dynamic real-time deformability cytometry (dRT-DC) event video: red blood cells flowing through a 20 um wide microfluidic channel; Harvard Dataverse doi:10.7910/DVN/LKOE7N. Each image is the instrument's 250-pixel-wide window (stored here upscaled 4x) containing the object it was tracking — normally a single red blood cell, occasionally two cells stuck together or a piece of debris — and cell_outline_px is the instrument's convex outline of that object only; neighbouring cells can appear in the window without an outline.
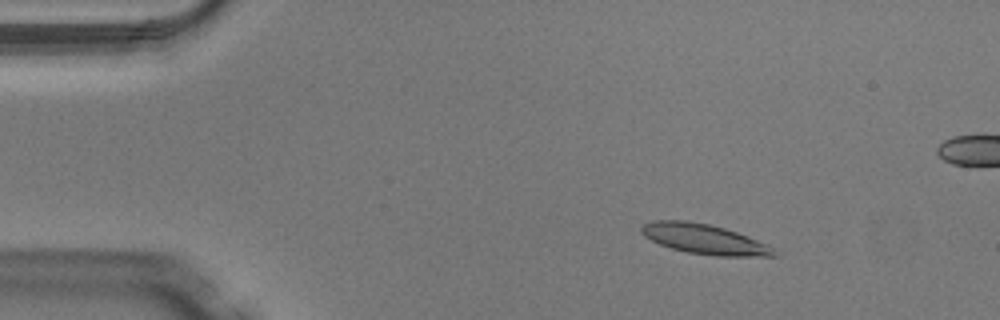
{"species": "Egyptian fruit bat (a non-hibernating species)", "species_latin": "Rousettus aegyptiacus", "temperature_condition": "warm", "stored_images_in_passage": 50, "camera_frame_rate_fps": 3000, "um_per_image_px": 0.085, "animal": {"sex": "male"}, "frame": {"image": 1, "passage_image": 7, "time_ms": 2.0, "image_size_px": [1000, 320], "cell_outline_px": [[776, 256], [716, 256], [688, 252], [672, 248], [660, 244], [644, 236], [640, 232], [640, 228], [644, 224], [652, 220], [688, 220], [708, 224], [724, 228], [748, 236], [768, 244], [772, 248]], "centroid_in_image_um": [59.84, 20.31], "position_along_channel_um": 25.2, "area_um2": 23.0}}
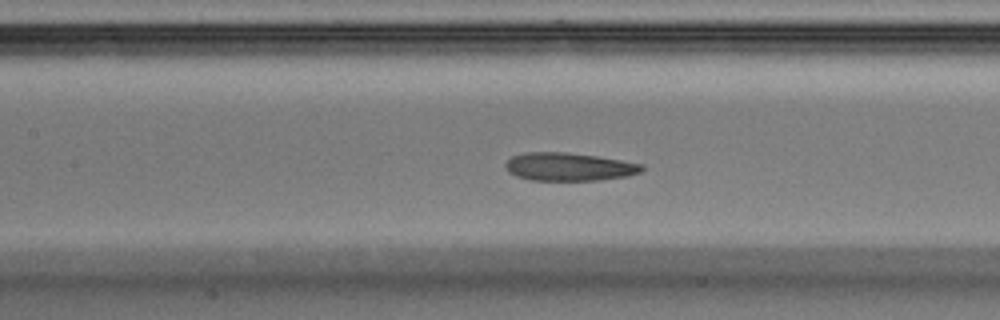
{"frame": {"image": 2, "passage_image": 22, "time_ms": 7.0, "image_size_px": [1000, 320], "cell_outline_px": [[644, 168], [640, 172], [628, 176], [596, 180], [532, 180], [516, 176], [508, 172], [504, 164], [512, 156], [524, 152], [564, 152], [596, 156], [644, 164]], "centroid_in_image_um": [48.34, 14.17], "position_along_channel_um": 159.1, "area_um2": 22.25}}
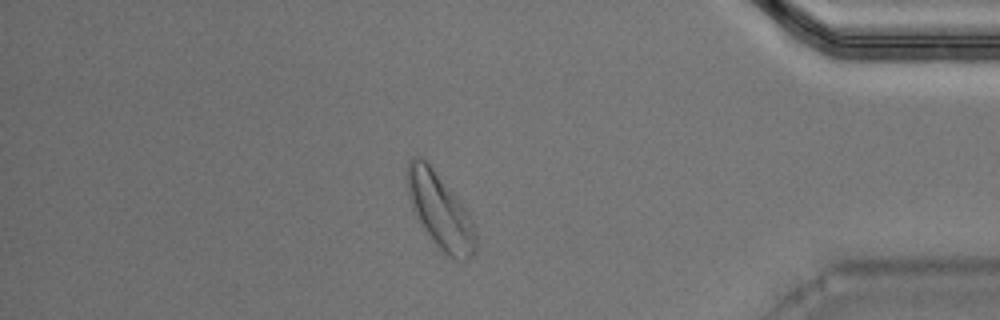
{"frame": {"image": 3, "passage_image": 42, "time_ms": 13.667, "image_size_px": [1000, 320], "cell_outline_px": [[476, 252], [468, 260], [456, 260], [448, 256], [436, 244], [416, 220], [412, 208], [404, 176], [408, 164], [412, 156], [420, 156], [432, 168], [456, 196], [468, 212], [472, 220], [476, 236]], "centroid_in_image_um": [37.38, 17.94], "position_along_channel_um": 397.8, "area_um2": 30.06}}